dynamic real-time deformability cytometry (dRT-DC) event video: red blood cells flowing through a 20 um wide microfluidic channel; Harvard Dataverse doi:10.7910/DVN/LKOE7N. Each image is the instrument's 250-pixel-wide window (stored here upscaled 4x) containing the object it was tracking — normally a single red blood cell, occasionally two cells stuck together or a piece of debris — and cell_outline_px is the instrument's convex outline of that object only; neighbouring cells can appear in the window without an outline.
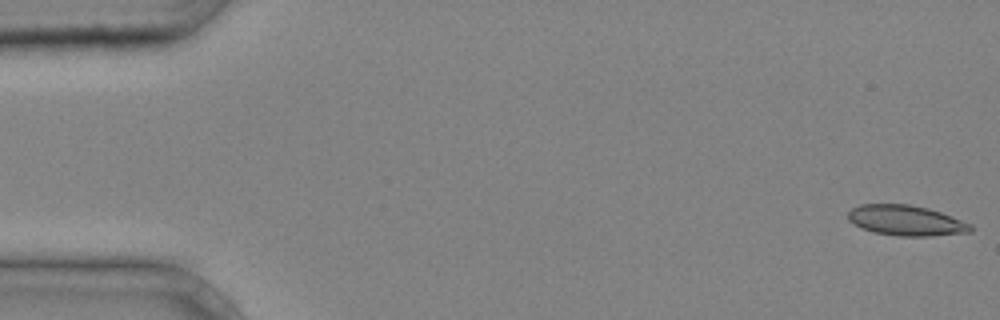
{"species": "common noctule bat (a hibernating species)", "species_latin": "Nyctalus noctula", "temperature_condition": "cold", "stored_images_in_passage": 41, "camera_frame_rate_fps": 3000, "um_per_image_px": 0.085, "animal": {"sex": "male", "body_mass_g": 20.4}, "frame": {"image": 1, "passage_image": 1, "time_ms": 0.0, "image_size_px": [1000, 320], "cell_outline_px": [[972, 232], [928, 236], [900, 236], [872, 232], [860, 228], [848, 220], [848, 212], [852, 208], [860, 204], [908, 204], [928, 208], [940, 212], [972, 224]], "centroid_in_image_um": [76.99, 18.74], "position_along_channel_um": 8.0, "area_um2": 21.73}}
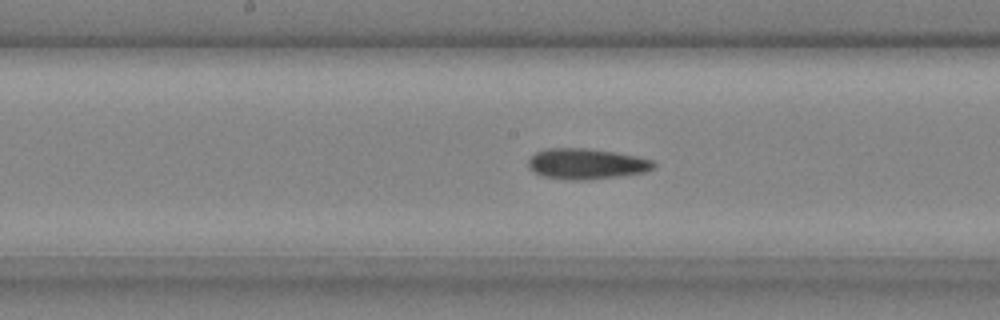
{"frame": {"image": 2, "passage_image": 22, "time_ms": 7.0, "image_size_px": [1000, 320], "cell_outline_px": [[656, 168], [644, 172], [616, 176], [584, 180], [572, 180], [544, 176], [528, 168], [528, 160], [536, 152], [548, 148], [588, 148], [616, 152], [656, 160]], "centroid_in_image_um": [49.89, 13.91], "position_along_channel_um": 198.3, "area_um2": 22.37}}
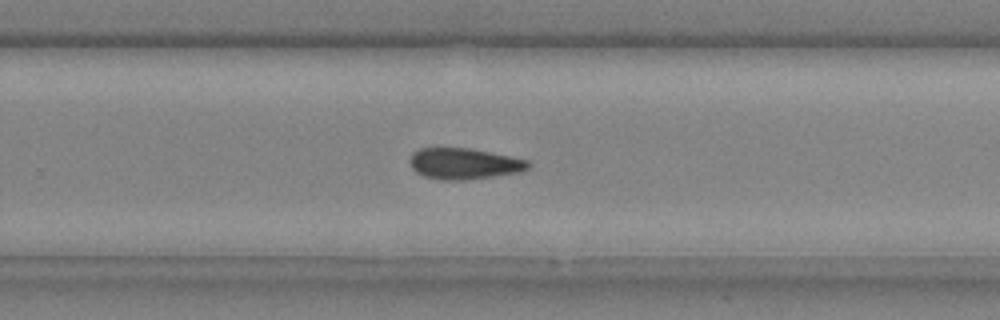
{"frame": {"image": 3, "passage_image": 28, "time_ms": 9.0, "image_size_px": [1000, 320], "cell_outline_px": [[532, 164], [528, 168], [520, 172], [464, 180], [440, 180], [424, 176], [416, 172], [412, 168], [408, 160], [412, 152], [420, 148], [472, 148], [512, 156], [528, 160]], "centroid_in_image_um": [39.44, 13.9], "position_along_channel_um": 290.4, "area_um2": 21.68}}